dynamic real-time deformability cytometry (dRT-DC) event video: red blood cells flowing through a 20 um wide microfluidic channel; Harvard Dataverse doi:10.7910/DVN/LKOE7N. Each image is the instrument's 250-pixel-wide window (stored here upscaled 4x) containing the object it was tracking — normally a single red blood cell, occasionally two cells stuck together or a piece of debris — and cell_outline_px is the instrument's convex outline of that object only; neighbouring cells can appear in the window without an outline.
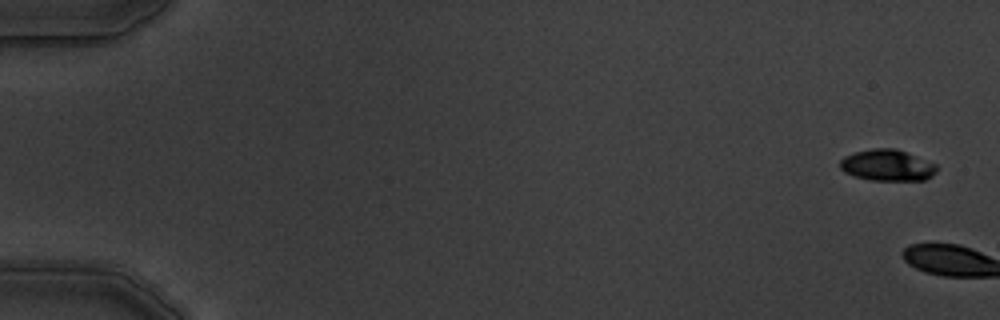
{"species": "common noctule bat (a hibernating species)", "species_latin": "Nyctalus noctula", "temperature_condition": "warm", "stored_images_in_passage": 7, "camera_frame_rate_fps": 3000, "um_per_image_px": 0.085, "animal": {"sex": "male", "body_mass_g": 19.5, "forearm_length_mm": 54.6}, "frame": {"image": 1, "passage_image": 1, "time_ms": 0.0, "image_size_px": [1000, 320], "cell_outline_px": [[936, 172], [932, 176], [924, 180], [872, 180], [852, 176], [844, 172], [840, 168], [840, 160], [844, 156], [856, 152], [872, 148], [896, 148], [936, 164]], "centroid_in_image_um": [75.4, 14.05], "position_along_channel_um": 9.6, "area_um2": 17.63}}
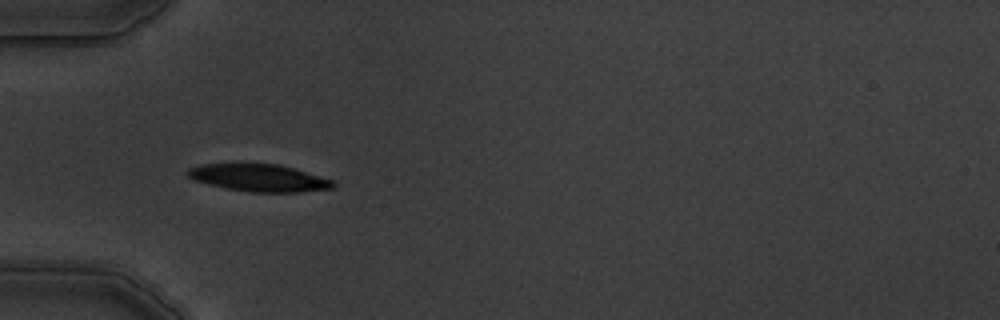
{"frame": {"image": 2, "passage_image": 6, "time_ms": 6.667, "image_size_px": [1000, 320], "cell_outline_px": [[336, 184], [332, 188], [300, 192], [252, 192], [228, 188], [208, 184], [196, 180], [188, 176], [188, 168], [200, 164], [280, 164], [336, 180]], "centroid_in_image_um": [22.09, 15.11], "position_along_channel_um": 62.9, "area_um2": 23.0}}